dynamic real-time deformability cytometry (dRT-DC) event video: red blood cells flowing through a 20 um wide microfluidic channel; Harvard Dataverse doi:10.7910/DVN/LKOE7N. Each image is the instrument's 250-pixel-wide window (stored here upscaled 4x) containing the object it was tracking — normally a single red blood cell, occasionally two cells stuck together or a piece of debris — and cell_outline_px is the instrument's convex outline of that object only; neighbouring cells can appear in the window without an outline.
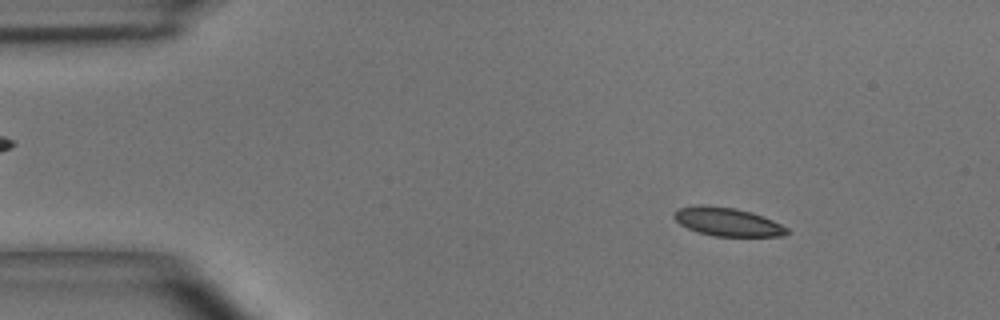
{"species": "common noctule bat (a hibernating species)", "species_latin": "Nyctalus noctula", "temperature_condition": "room temperature", "stored_images_in_passage": 50, "camera_frame_rate_fps": 3000, "um_per_image_px": 0.085, "animal": {"sex": "male", "body_mass_g": 15.6}, "frame": {"image": 1, "passage_image": 6, "time_ms": 1.667, "image_size_px": [1000, 320], "cell_outline_px": [[788, 232], [784, 236], [712, 236], [696, 232], [680, 224], [672, 216], [672, 212], [680, 208], [696, 204], [704, 204], [736, 208], [752, 212], [772, 220], [788, 228]], "centroid_in_image_um": [61.78, 18.84], "position_along_channel_um": 23.2, "area_um2": 18.9}}
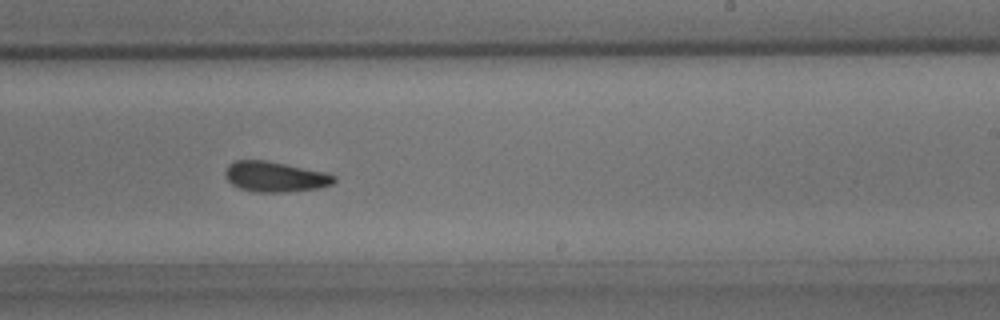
{"frame": {"image": 2, "passage_image": 30, "time_ms": 9.667, "image_size_px": [1000, 320], "cell_outline_px": [[336, 180], [332, 184], [320, 188], [288, 192], [256, 192], [240, 188], [232, 184], [228, 180], [224, 172], [228, 164], [236, 160], [264, 160], [324, 172], [336, 176]], "centroid_in_image_um": [23.37, 15.03], "position_along_channel_um": 265.6, "area_um2": 19.13}}
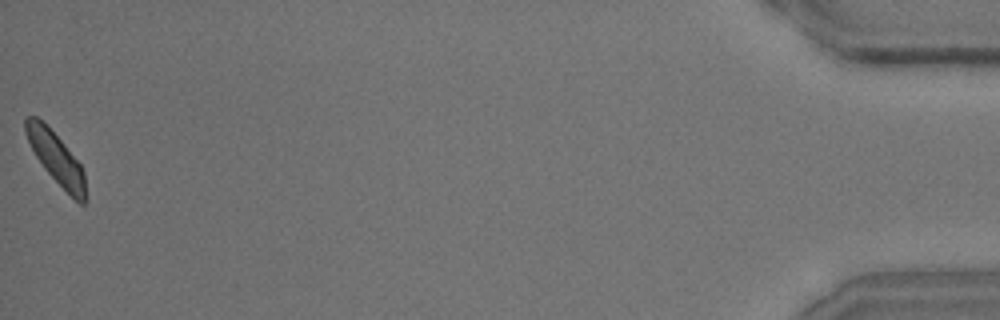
{"frame": {"image": 3, "passage_image": 50, "time_ms": 16.333, "image_size_px": [1000, 320], "cell_outline_px": [[88, 200], [84, 204], [80, 204], [44, 168], [36, 156], [24, 132], [24, 120], [28, 116], [36, 116], [64, 144], [80, 164], [84, 172]], "centroid_in_image_um": [4.79, 13.48], "position_along_channel_um": 430.4, "area_um2": 17.51}, "authors_computed_cell_mechanics": {"area_um2": 19.1318, "velocity_mm_per_s": 3.9089, "shape_relaxation_time_tau1_ms": 3.778, "shape_relaxation_time_tau2_ms": 1.942, "deformation_change_tau1": 0.1038, "deformation_change_tau2": 0.0798}}